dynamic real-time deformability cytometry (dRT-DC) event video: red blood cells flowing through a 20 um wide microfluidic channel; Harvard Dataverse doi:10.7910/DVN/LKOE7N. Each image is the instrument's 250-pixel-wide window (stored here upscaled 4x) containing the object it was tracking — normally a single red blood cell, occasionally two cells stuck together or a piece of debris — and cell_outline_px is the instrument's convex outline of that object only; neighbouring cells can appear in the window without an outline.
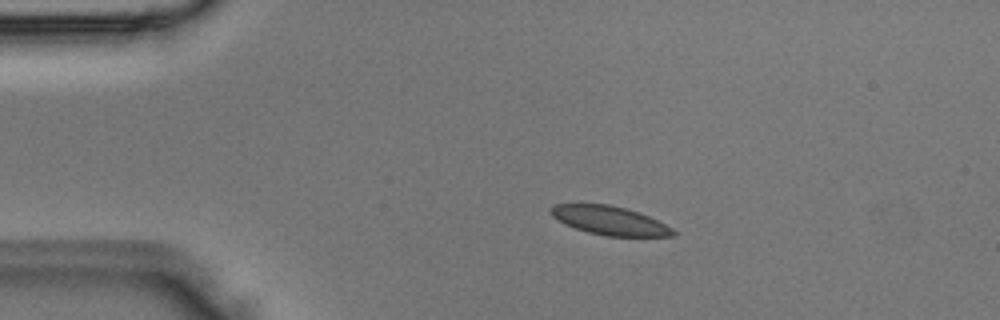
{"species": "Egyptian fruit bat (a non-hibernating species)", "species_latin": "Rousettus aegyptiacus", "temperature_condition": "room temperature", "stored_images_in_passage": 4, "segment_of_instrument_passage": [1, 2], "camera_frame_rate_fps": 3000, "um_per_image_px": 0.085, "animal": {"sex": "male"}, "frame": {"image": 1, "passage_image": 2, "time_ms": 0.333, "image_size_px": [1000, 320], "cell_outline_px": [[676, 236], [608, 236], [588, 232], [564, 224], [552, 216], [552, 208], [556, 204], [608, 204], [640, 212], [672, 228], [676, 232]], "centroid_in_image_um": [51.85, 18.75], "position_along_channel_um": 33.2, "area_um2": 20.17}}